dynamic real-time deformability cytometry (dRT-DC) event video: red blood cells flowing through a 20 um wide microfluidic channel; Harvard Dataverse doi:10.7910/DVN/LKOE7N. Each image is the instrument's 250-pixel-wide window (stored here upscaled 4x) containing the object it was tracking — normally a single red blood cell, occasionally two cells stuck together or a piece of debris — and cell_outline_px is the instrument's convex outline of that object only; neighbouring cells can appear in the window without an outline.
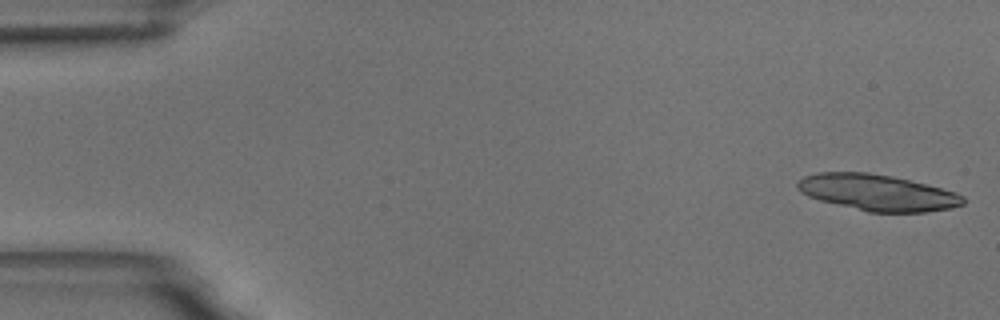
{"species": "common noctule bat (a hibernating species)", "species_latin": "Nyctalus noctula", "temperature_condition": "room temperature", "stored_images_in_passage": 20, "camera_frame_rate_fps": 3000, "um_per_image_px": 0.085, "animal": {"sex": "male", "body_mass_g": 18.8}, "frame": {"image": 1, "passage_image": 1, "time_ms": 0.0, "image_size_px": [1000, 320], "cell_outline_px": [[964, 204], [952, 208], [924, 212], [868, 212], [820, 200], [808, 196], [800, 192], [796, 188], [796, 184], [804, 176], [816, 172], [868, 172], [892, 176], [956, 192], [964, 196]], "centroid_in_image_um": [74.56, 16.37], "position_along_channel_um": 10.4, "area_um2": 34.85}}